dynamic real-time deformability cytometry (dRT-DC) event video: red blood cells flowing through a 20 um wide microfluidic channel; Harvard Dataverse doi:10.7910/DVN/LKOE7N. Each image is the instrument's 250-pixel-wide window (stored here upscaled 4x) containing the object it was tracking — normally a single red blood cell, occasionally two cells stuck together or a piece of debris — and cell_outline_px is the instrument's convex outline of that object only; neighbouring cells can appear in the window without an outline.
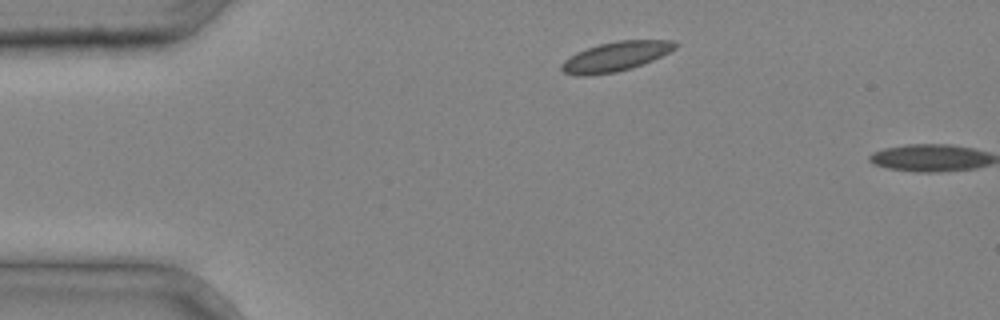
{"species": "common noctule bat (a hibernating species)", "species_latin": "Nyctalus noctula", "temperature_condition": "cold", "stored_images_in_passage": 2, "camera_frame_rate_fps": 3000, "um_per_image_px": 0.085, "animal": {"sex": "male", "body_mass_g": 20.4}, "frame": {"image": 1, "passage_image": 1, "time_ms": 0.0, "image_size_px": [1000, 320], "cell_outline_px": [[680, 44], [676, 48], [652, 60], [632, 68], [616, 72], [580, 76], [564, 72], [560, 68], [560, 64], [564, 60], [576, 52], [600, 44], [620, 40], [676, 40]], "centroid_in_image_um": [52.35, 4.79], "position_along_channel_um": 32.7, "area_um2": 19.42}}